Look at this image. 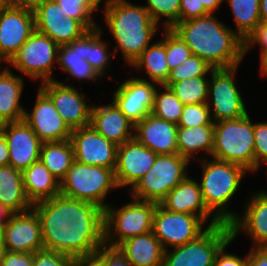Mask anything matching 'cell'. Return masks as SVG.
Returning a JSON list of instances; mask_svg holds the SVG:
<instances>
[{"label": "cell", "mask_w": 267, "mask_h": 266, "mask_svg": "<svg viewBox=\"0 0 267 266\" xmlns=\"http://www.w3.org/2000/svg\"><path fill=\"white\" fill-rule=\"evenodd\" d=\"M45 250L78 258L97 252L104 243V209L58 194L34 203Z\"/></svg>", "instance_id": "obj_1"}, {"label": "cell", "mask_w": 267, "mask_h": 266, "mask_svg": "<svg viewBox=\"0 0 267 266\" xmlns=\"http://www.w3.org/2000/svg\"><path fill=\"white\" fill-rule=\"evenodd\" d=\"M171 29L213 69L237 67L245 56L244 40L214 14L179 21Z\"/></svg>", "instance_id": "obj_2"}, {"label": "cell", "mask_w": 267, "mask_h": 266, "mask_svg": "<svg viewBox=\"0 0 267 266\" xmlns=\"http://www.w3.org/2000/svg\"><path fill=\"white\" fill-rule=\"evenodd\" d=\"M103 12L105 23L116 41L114 56L121 51L130 67L152 43L159 26L143 5L127 0L104 4Z\"/></svg>", "instance_id": "obj_3"}, {"label": "cell", "mask_w": 267, "mask_h": 266, "mask_svg": "<svg viewBox=\"0 0 267 266\" xmlns=\"http://www.w3.org/2000/svg\"><path fill=\"white\" fill-rule=\"evenodd\" d=\"M198 158L202 165V178L199 183L202 198L207 210L220 222L231 224L239 214L230 211L229 202L236 194L240 182L248 172L244 167L221 161Z\"/></svg>", "instance_id": "obj_4"}, {"label": "cell", "mask_w": 267, "mask_h": 266, "mask_svg": "<svg viewBox=\"0 0 267 266\" xmlns=\"http://www.w3.org/2000/svg\"><path fill=\"white\" fill-rule=\"evenodd\" d=\"M254 146V123L249 114L238 119L214 122L212 158L255 172Z\"/></svg>", "instance_id": "obj_5"}, {"label": "cell", "mask_w": 267, "mask_h": 266, "mask_svg": "<svg viewBox=\"0 0 267 266\" xmlns=\"http://www.w3.org/2000/svg\"><path fill=\"white\" fill-rule=\"evenodd\" d=\"M132 201L114 208L108 205L104 209V243L117 248L125 240L152 231L155 202Z\"/></svg>", "instance_id": "obj_6"}, {"label": "cell", "mask_w": 267, "mask_h": 266, "mask_svg": "<svg viewBox=\"0 0 267 266\" xmlns=\"http://www.w3.org/2000/svg\"><path fill=\"white\" fill-rule=\"evenodd\" d=\"M118 189L113 169L86 165L74 161L66 177L60 182V194L98 205L105 209L111 189ZM105 201V202H104Z\"/></svg>", "instance_id": "obj_7"}, {"label": "cell", "mask_w": 267, "mask_h": 266, "mask_svg": "<svg viewBox=\"0 0 267 266\" xmlns=\"http://www.w3.org/2000/svg\"><path fill=\"white\" fill-rule=\"evenodd\" d=\"M189 164L190 161L178 153L157 155L151 169L128 189L131 198L160 204L169 191L188 176Z\"/></svg>", "instance_id": "obj_8"}, {"label": "cell", "mask_w": 267, "mask_h": 266, "mask_svg": "<svg viewBox=\"0 0 267 266\" xmlns=\"http://www.w3.org/2000/svg\"><path fill=\"white\" fill-rule=\"evenodd\" d=\"M232 238L230 224L209 226L195 240L164 250L163 266H213L217 253Z\"/></svg>", "instance_id": "obj_9"}, {"label": "cell", "mask_w": 267, "mask_h": 266, "mask_svg": "<svg viewBox=\"0 0 267 266\" xmlns=\"http://www.w3.org/2000/svg\"><path fill=\"white\" fill-rule=\"evenodd\" d=\"M58 51L59 45L35 30L8 64L35 81H56L53 64L58 62Z\"/></svg>", "instance_id": "obj_10"}, {"label": "cell", "mask_w": 267, "mask_h": 266, "mask_svg": "<svg viewBox=\"0 0 267 266\" xmlns=\"http://www.w3.org/2000/svg\"><path fill=\"white\" fill-rule=\"evenodd\" d=\"M238 67L213 69L210 73L207 105L213 122L238 119L248 114L235 83Z\"/></svg>", "instance_id": "obj_11"}, {"label": "cell", "mask_w": 267, "mask_h": 266, "mask_svg": "<svg viewBox=\"0 0 267 266\" xmlns=\"http://www.w3.org/2000/svg\"><path fill=\"white\" fill-rule=\"evenodd\" d=\"M206 222L199 216L170 212L157 204L154 215L152 232L161 242L164 250L168 246L175 248L195 240L203 234Z\"/></svg>", "instance_id": "obj_12"}, {"label": "cell", "mask_w": 267, "mask_h": 266, "mask_svg": "<svg viewBox=\"0 0 267 266\" xmlns=\"http://www.w3.org/2000/svg\"><path fill=\"white\" fill-rule=\"evenodd\" d=\"M34 31V11L8 2L0 11V65L8 63Z\"/></svg>", "instance_id": "obj_13"}, {"label": "cell", "mask_w": 267, "mask_h": 266, "mask_svg": "<svg viewBox=\"0 0 267 266\" xmlns=\"http://www.w3.org/2000/svg\"><path fill=\"white\" fill-rule=\"evenodd\" d=\"M39 88L51 99L71 130L90 125L92 105L87 104L85 94L75 86L56 80L43 82Z\"/></svg>", "instance_id": "obj_14"}, {"label": "cell", "mask_w": 267, "mask_h": 266, "mask_svg": "<svg viewBox=\"0 0 267 266\" xmlns=\"http://www.w3.org/2000/svg\"><path fill=\"white\" fill-rule=\"evenodd\" d=\"M70 140L75 161L115 171L118 146L100 135L91 125L72 130Z\"/></svg>", "instance_id": "obj_15"}, {"label": "cell", "mask_w": 267, "mask_h": 266, "mask_svg": "<svg viewBox=\"0 0 267 266\" xmlns=\"http://www.w3.org/2000/svg\"><path fill=\"white\" fill-rule=\"evenodd\" d=\"M23 120L42 143L69 140L72 130L57 112L51 99L38 87L33 109L24 112Z\"/></svg>", "instance_id": "obj_16"}, {"label": "cell", "mask_w": 267, "mask_h": 266, "mask_svg": "<svg viewBox=\"0 0 267 266\" xmlns=\"http://www.w3.org/2000/svg\"><path fill=\"white\" fill-rule=\"evenodd\" d=\"M157 85L143 77L129 78L114 91L113 102L136 125L151 113Z\"/></svg>", "instance_id": "obj_17"}, {"label": "cell", "mask_w": 267, "mask_h": 266, "mask_svg": "<svg viewBox=\"0 0 267 266\" xmlns=\"http://www.w3.org/2000/svg\"><path fill=\"white\" fill-rule=\"evenodd\" d=\"M2 231L6 251L33 254L44 249L40 221L33 208L14 213Z\"/></svg>", "instance_id": "obj_18"}, {"label": "cell", "mask_w": 267, "mask_h": 266, "mask_svg": "<svg viewBox=\"0 0 267 266\" xmlns=\"http://www.w3.org/2000/svg\"><path fill=\"white\" fill-rule=\"evenodd\" d=\"M0 131L8 145L10 166L23 172L40 160L42 142L24 120L1 124Z\"/></svg>", "instance_id": "obj_19"}, {"label": "cell", "mask_w": 267, "mask_h": 266, "mask_svg": "<svg viewBox=\"0 0 267 266\" xmlns=\"http://www.w3.org/2000/svg\"><path fill=\"white\" fill-rule=\"evenodd\" d=\"M156 157V153L135 138L119 145L115 168L118 188L129 186L131 189L151 169Z\"/></svg>", "instance_id": "obj_20"}, {"label": "cell", "mask_w": 267, "mask_h": 266, "mask_svg": "<svg viewBox=\"0 0 267 266\" xmlns=\"http://www.w3.org/2000/svg\"><path fill=\"white\" fill-rule=\"evenodd\" d=\"M177 127L150 113L135 125L134 138L157 155L175 154Z\"/></svg>", "instance_id": "obj_21"}, {"label": "cell", "mask_w": 267, "mask_h": 266, "mask_svg": "<svg viewBox=\"0 0 267 266\" xmlns=\"http://www.w3.org/2000/svg\"><path fill=\"white\" fill-rule=\"evenodd\" d=\"M243 211L230 224L233 238L246 232L253 241L252 247H267V191L254 193Z\"/></svg>", "instance_id": "obj_22"}, {"label": "cell", "mask_w": 267, "mask_h": 266, "mask_svg": "<svg viewBox=\"0 0 267 266\" xmlns=\"http://www.w3.org/2000/svg\"><path fill=\"white\" fill-rule=\"evenodd\" d=\"M160 205L170 212L191 214L201 217L207 222L208 226H214L220 222L207 210L201 193L198 181L187 176L176 187L169 191L166 197L160 202Z\"/></svg>", "instance_id": "obj_23"}, {"label": "cell", "mask_w": 267, "mask_h": 266, "mask_svg": "<svg viewBox=\"0 0 267 266\" xmlns=\"http://www.w3.org/2000/svg\"><path fill=\"white\" fill-rule=\"evenodd\" d=\"M90 125L117 146L134 138L135 125L113 101L102 106L92 105Z\"/></svg>", "instance_id": "obj_24"}, {"label": "cell", "mask_w": 267, "mask_h": 266, "mask_svg": "<svg viewBox=\"0 0 267 266\" xmlns=\"http://www.w3.org/2000/svg\"><path fill=\"white\" fill-rule=\"evenodd\" d=\"M24 76L14 75L11 68H0V125L23 120L25 107L20 103Z\"/></svg>", "instance_id": "obj_25"}, {"label": "cell", "mask_w": 267, "mask_h": 266, "mask_svg": "<svg viewBox=\"0 0 267 266\" xmlns=\"http://www.w3.org/2000/svg\"><path fill=\"white\" fill-rule=\"evenodd\" d=\"M117 248L131 266H163L164 249L152 231L129 238Z\"/></svg>", "instance_id": "obj_26"}, {"label": "cell", "mask_w": 267, "mask_h": 266, "mask_svg": "<svg viewBox=\"0 0 267 266\" xmlns=\"http://www.w3.org/2000/svg\"><path fill=\"white\" fill-rule=\"evenodd\" d=\"M28 200L34 204L60 194L59 180L44 166L41 160L22 172Z\"/></svg>", "instance_id": "obj_27"}, {"label": "cell", "mask_w": 267, "mask_h": 266, "mask_svg": "<svg viewBox=\"0 0 267 266\" xmlns=\"http://www.w3.org/2000/svg\"><path fill=\"white\" fill-rule=\"evenodd\" d=\"M60 68L74 79L80 82L92 80L94 83L100 78L98 73L86 61L85 34L73 42L59 46L58 62Z\"/></svg>", "instance_id": "obj_28"}, {"label": "cell", "mask_w": 267, "mask_h": 266, "mask_svg": "<svg viewBox=\"0 0 267 266\" xmlns=\"http://www.w3.org/2000/svg\"><path fill=\"white\" fill-rule=\"evenodd\" d=\"M0 202L13 213H21L32 208L23 183L22 172L10 165L0 166Z\"/></svg>", "instance_id": "obj_29"}, {"label": "cell", "mask_w": 267, "mask_h": 266, "mask_svg": "<svg viewBox=\"0 0 267 266\" xmlns=\"http://www.w3.org/2000/svg\"><path fill=\"white\" fill-rule=\"evenodd\" d=\"M177 151L180 156L191 161L199 151L208 156L212 155L214 146V125H202L199 127H177Z\"/></svg>", "instance_id": "obj_30"}, {"label": "cell", "mask_w": 267, "mask_h": 266, "mask_svg": "<svg viewBox=\"0 0 267 266\" xmlns=\"http://www.w3.org/2000/svg\"><path fill=\"white\" fill-rule=\"evenodd\" d=\"M162 39L151 43L143 53L130 66L138 70H144L149 79L158 85H164L167 82L169 68L166 61L165 52V28Z\"/></svg>", "instance_id": "obj_31"}, {"label": "cell", "mask_w": 267, "mask_h": 266, "mask_svg": "<svg viewBox=\"0 0 267 266\" xmlns=\"http://www.w3.org/2000/svg\"><path fill=\"white\" fill-rule=\"evenodd\" d=\"M40 160L44 166L61 182L75 161L71 140L42 143Z\"/></svg>", "instance_id": "obj_32"}, {"label": "cell", "mask_w": 267, "mask_h": 266, "mask_svg": "<svg viewBox=\"0 0 267 266\" xmlns=\"http://www.w3.org/2000/svg\"><path fill=\"white\" fill-rule=\"evenodd\" d=\"M232 10L237 35L245 39L261 23L260 0H225Z\"/></svg>", "instance_id": "obj_33"}, {"label": "cell", "mask_w": 267, "mask_h": 266, "mask_svg": "<svg viewBox=\"0 0 267 266\" xmlns=\"http://www.w3.org/2000/svg\"><path fill=\"white\" fill-rule=\"evenodd\" d=\"M102 33V28L98 27L96 29L89 30L85 34L86 61L100 77L107 73L106 69L109 68L111 55H114L113 51L110 53L108 50V43L101 40Z\"/></svg>", "instance_id": "obj_34"}, {"label": "cell", "mask_w": 267, "mask_h": 266, "mask_svg": "<svg viewBox=\"0 0 267 266\" xmlns=\"http://www.w3.org/2000/svg\"><path fill=\"white\" fill-rule=\"evenodd\" d=\"M209 80L206 76H197L179 82H166L180 102L184 105L207 103Z\"/></svg>", "instance_id": "obj_35"}, {"label": "cell", "mask_w": 267, "mask_h": 266, "mask_svg": "<svg viewBox=\"0 0 267 266\" xmlns=\"http://www.w3.org/2000/svg\"><path fill=\"white\" fill-rule=\"evenodd\" d=\"M35 30L50 37L59 46L67 45L89 31L80 21L68 15L63 23L35 24Z\"/></svg>", "instance_id": "obj_36"}, {"label": "cell", "mask_w": 267, "mask_h": 266, "mask_svg": "<svg viewBox=\"0 0 267 266\" xmlns=\"http://www.w3.org/2000/svg\"><path fill=\"white\" fill-rule=\"evenodd\" d=\"M159 87L162 88L164 92H160V90L156 88L151 113L163 120L178 125L182 116L184 104L180 102L169 87L164 85H159Z\"/></svg>", "instance_id": "obj_37"}, {"label": "cell", "mask_w": 267, "mask_h": 266, "mask_svg": "<svg viewBox=\"0 0 267 266\" xmlns=\"http://www.w3.org/2000/svg\"><path fill=\"white\" fill-rule=\"evenodd\" d=\"M61 7L63 17L67 15L72 19L80 21L88 30L99 26L95 23L92 15L99 9L93 0H55Z\"/></svg>", "instance_id": "obj_38"}, {"label": "cell", "mask_w": 267, "mask_h": 266, "mask_svg": "<svg viewBox=\"0 0 267 266\" xmlns=\"http://www.w3.org/2000/svg\"><path fill=\"white\" fill-rule=\"evenodd\" d=\"M146 5H143L151 18L159 25L160 19L163 20V28H172L179 22L180 0H145Z\"/></svg>", "instance_id": "obj_39"}, {"label": "cell", "mask_w": 267, "mask_h": 266, "mask_svg": "<svg viewBox=\"0 0 267 266\" xmlns=\"http://www.w3.org/2000/svg\"><path fill=\"white\" fill-rule=\"evenodd\" d=\"M213 68L197 55H191L176 68L170 70L167 82H179L197 76L210 75Z\"/></svg>", "instance_id": "obj_40"}, {"label": "cell", "mask_w": 267, "mask_h": 266, "mask_svg": "<svg viewBox=\"0 0 267 266\" xmlns=\"http://www.w3.org/2000/svg\"><path fill=\"white\" fill-rule=\"evenodd\" d=\"M165 52L169 70L176 68L191 55V49L171 28H165Z\"/></svg>", "instance_id": "obj_41"}, {"label": "cell", "mask_w": 267, "mask_h": 266, "mask_svg": "<svg viewBox=\"0 0 267 266\" xmlns=\"http://www.w3.org/2000/svg\"><path fill=\"white\" fill-rule=\"evenodd\" d=\"M214 125L207 103L184 105L178 127L193 128Z\"/></svg>", "instance_id": "obj_42"}, {"label": "cell", "mask_w": 267, "mask_h": 266, "mask_svg": "<svg viewBox=\"0 0 267 266\" xmlns=\"http://www.w3.org/2000/svg\"><path fill=\"white\" fill-rule=\"evenodd\" d=\"M35 24H57L63 23L64 17L61 7L55 0H49L39 5L34 10Z\"/></svg>", "instance_id": "obj_43"}, {"label": "cell", "mask_w": 267, "mask_h": 266, "mask_svg": "<svg viewBox=\"0 0 267 266\" xmlns=\"http://www.w3.org/2000/svg\"><path fill=\"white\" fill-rule=\"evenodd\" d=\"M254 157H255V171L264 163H267V121L255 123L254 122Z\"/></svg>", "instance_id": "obj_44"}, {"label": "cell", "mask_w": 267, "mask_h": 266, "mask_svg": "<svg viewBox=\"0 0 267 266\" xmlns=\"http://www.w3.org/2000/svg\"><path fill=\"white\" fill-rule=\"evenodd\" d=\"M75 258L42 249L33 253V266H74Z\"/></svg>", "instance_id": "obj_45"}, {"label": "cell", "mask_w": 267, "mask_h": 266, "mask_svg": "<svg viewBox=\"0 0 267 266\" xmlns=\"http://www.w3.org/2000/svg\"><path fill=\"white\" fill-rule=\"evenodd\" d=\"M200 0H180L179 21H186L193 18L208 15Z\"/></svg>", "instance_id": "obj_46"}, {"label": "cell", "mask_w": 267, "mask_h": 266, "mask_svg": "<svg viewBox=\"0 0 267 266\" xmlns=\"http://www.w3.org/2000/svg\"><path fill=\"white\" fill-rule=\"evenodd\" d=\"M259 45L260 51L267 49V23H260L244 41V55L254 46Z\"/></svg>", "instance_id": "obj_47"}, {"label": "cell", "mask_w": 267, "mask_h": 266, "mask_svg": "<svg viewBox=\"0 0 267 266\" xmlns=\"http://www.w3.org/2000/svg\"><path fill=\"white\" fill-rule=\"evenodd\" d=\"M234 241L232 238L226 245H224L217 253L213 266H248V255L244 259L241 257L227 253L225 250L231 242Z\"/></svg>", "instance_id": "obj_48"}, {"label": "cell", "mask_w": 267, "mask_h": 266, "mask_svg": "<svg viewBox=\"0 0 267 266\" xmlns=\"http://www.w3.org/2000/svg\"><path fill=\"white\" fill-rule=\"evenodd\" d=\"M97 253L106 261V266H131L118 248L104 245Z\"/></svg>", "instance_id": "obj_49"}, {"label": "cell", "mask_w": 267, "mask_h": 266, "mask_svg": "<svg viewBox=\"0 0 267 266\" xmlns=\"http://www.w3.org/2000/svg\"><path fill=\"white\" fill-rule=\"evenodd\" d=\"M1 266H33V254L6 251Z\"/></svg>", "instance_id": "obj_50"}, {"label": "cell", "mask_w": 267, "mask_h": 266, "mask_svg": "<svg viewBox=\"0 0 267 266\" xmlns=\"http://www.w3.org/2000/svg\"><path fill=\"white\" fill-rule=\"evenodd\" d=\"M248 266H267V247H252L248 253Z\"/></svg>", "instance_id": "obj_51"}, {"label": "cell", "mask_w": 267, "mask_h": 266, "mask_svg": "<svg viewBox=\"0 0 267 266\" xmlns=\"http://www.w3.org/2000/svg\"><path fill=\"white\" fill-rule=\"evenodd\" d=\"M74 266H106V261L97 253L75 258Z\"/></svg>", "instance_id": "obj_52"}, {"label": "cell", "mask_w": 267, "mask_h": 266, "mask_svg": "<svg viewBox=\"0 0 267 266\" xmlns=\"http://www.w3.org/2000/svg\"><path fill=\"white\" fill-rule=\"evenodd\" d=\"M9 165V150L6 139L0 131V166Z\"/></svg>", "instance_id": "obj_53"}, {"label": "cell", "mask_w": 267, "mask_h": 266, "mask_svg": "<svg viewBox=\"0 0 267 266\" xmlns=\"http://www.w3.org/2000/svg\"><path fill=\"white\" fill-rule=\"evenodd\" d=\"M49 0H8L9 3L24 7L26 9L35 10L39 5Z\"/></svg>", "instance_id": "obj_54"}, {"label": "cell", "mask_w": 267, "mask_h": 266, "mask_svg": "<svg viewBox=\"0 0 267 266\" xmlns=\"http://www.w3.org/2000/svg\"><path fill=\"white\" fill-rule=\"evenodd\" d=\"M224 0H200V5H203L209 14H215Z\"/></svg>", "instance_id": "obj_55"}, {"label": "cell", "mask_w": 267, "mask_h": 266, "mask_svg": "<svg viewBox=\"0 0 267 266\" xmlns=\"http://www.w3.org/2000/svg\"><path fill=\"white\" fill-rule=\"evenodd\" d=\"M14 213L0 202V230L8 223V220Z\"/></svg>", "instance_id": "obj_56"}, {"label": "cell", "mask_w": 267, "mask_h": 266, "mask_svg": "<svg viewBox=\"0 0 267 266\" xmlns=\"http://www.w3.org/2000/svg\"><path fill=\"white\" fill-rule=\"evenodd\" d=\"M260 74L267 76V49L260 51Z\"/></svg>", "instance_id": "obj_57"}, {"label": "cell", "mask_w": 267, "mask_h": 266, "mask_svg": "<svg viewBox=\"0 0 267 266\" xmlns=\"http://www.w3.org/2000/svg\"><path fill=\"white\" fill-rule=\"evenodd\" d=\"M260 19L262 23H267V0H260Z\"/></svg>", "instance_id": "obj_58"}, {"label": "cell", "mask_w": 267, "mask_h": 266, "mask_svg": "<svg viewBox=\"0 0 267 266\" xmlns=\"http://www.w3.org/2000/svg\"><path fill=\"white\" fill-rule=\"evenodd\" d=\"M5 253H6V247L4 244L3 231L0 230V266H1Z\"/></svg>", "instance_id": "obj_59"}, {"label": "cell", "mask_w": 267, "mask_h": 266, "mask_svg": "<svg viewBox=\"0 0 267 266\" xmlns=\"http://www.w3.org/2000/svg\"><path fill=\"white\" fill-rule=\"evenodd\" d=\"M98 6L100 5V3H102V1L104 0H93ZM115 1H118V0H106L104 2V4H107V3H110V2H115Z\"/></svg>", "instance_id": "obj_60"}, {"label": "cell", "mask_w": 267, "mask_h": 266, "mask_svg": "<svg viewBox=\"0 0 267 266\" xmlns=\"http://www.w3.org/2000/svg\"><path fill=\"white\" fill-rule=\"evenodd\" d=\"M8 3V0H0V11Z\"/></svg>", "instance_id": "obj_61"}]
</instances>
